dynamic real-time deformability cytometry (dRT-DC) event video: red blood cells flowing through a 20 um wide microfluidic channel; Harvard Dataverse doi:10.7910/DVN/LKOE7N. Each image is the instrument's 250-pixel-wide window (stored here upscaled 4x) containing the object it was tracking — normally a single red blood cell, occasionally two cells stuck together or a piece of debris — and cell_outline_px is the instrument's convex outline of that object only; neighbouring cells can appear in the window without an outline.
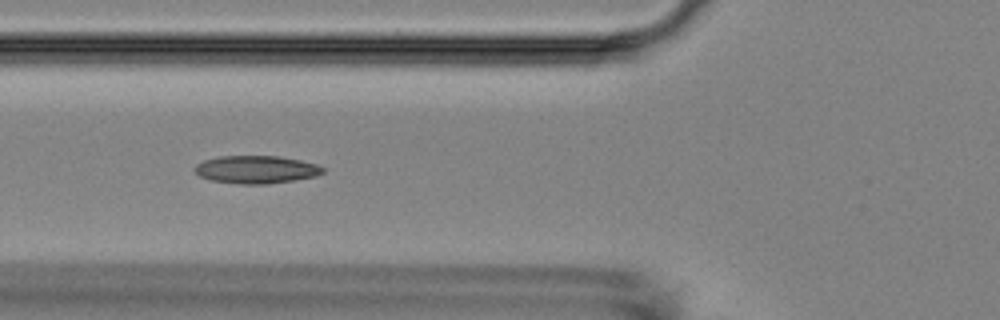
{"species": "Egyptian fruit bat (a non-hibernating species)", "species_latin": "Rousettus aegyptiacus", "temperature_condition": "room temperature", "stored_images_in_passage": 51, "camera_frame_rate_fps": 3000, "um_per_image_px": 0.085, "animal": {"sex": "female"}, "frame": {"image": 1, "passage_image": 20, "time_ms": 6.333, "image_size_px": [1000, 320], "cell_outline_px": [[324, 172], [316, 176], [268, 184], [240, 184], [212, 180], [200, 176], [196, 172], [196, 164], [204, 160], [220, 156], [280, 156], [300, 160], [316, 164], [324, 168]], "centroid_in_image_um": [21.79, 14.4], "position_along_channel_um": 104.0, "area_um2": 20.58}}
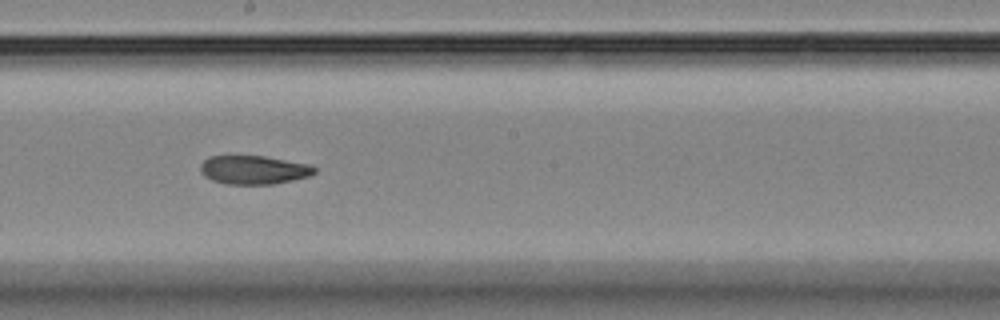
{"frame": {"image": 2, "passage_image": 30, "time_ms": 9.667, "image_size_px": [1000, 320], "cell_outline_px": [[316, 172], [308, 176], [292, 180], [272, 184], [224, 184], [212, 180], [204, 176], [200, 172], [200, 164], [204, 160], [212, 156], [264, 156], [312, 164], [316, 168]], "centroid_in_image_um": [21.57, 14.44], "position_along_channel_um": 226.6, "area_um2": 19.13}}
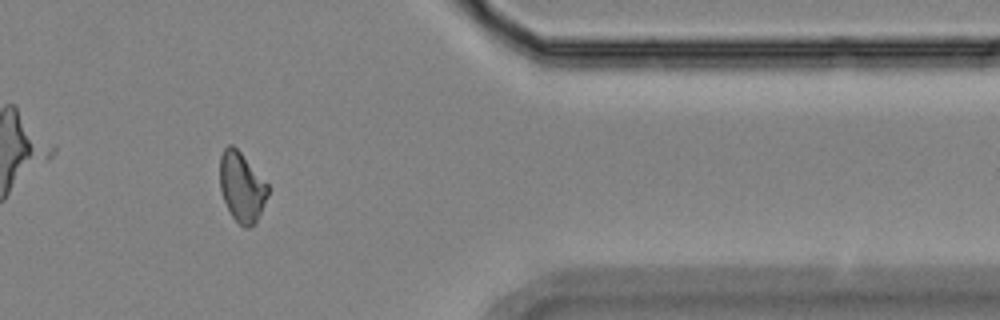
{"frame": {"image": 3, "passage_image": 45, "time_ms": 14.667, "image_size_px": [1000, 320], "cell_outline_px": [[268, 196], [256, 224], [248, 228], [244, 228], [232, 216], [224, 200], [220, 188], [220, 156], [224, 148], [228, 144], [232, 144], [240, 152], [268, 184]], "centroid_in_image_um": [20.55, 15.91], "position_along_channel_um": 390.8, "area_um2": 19.42}}